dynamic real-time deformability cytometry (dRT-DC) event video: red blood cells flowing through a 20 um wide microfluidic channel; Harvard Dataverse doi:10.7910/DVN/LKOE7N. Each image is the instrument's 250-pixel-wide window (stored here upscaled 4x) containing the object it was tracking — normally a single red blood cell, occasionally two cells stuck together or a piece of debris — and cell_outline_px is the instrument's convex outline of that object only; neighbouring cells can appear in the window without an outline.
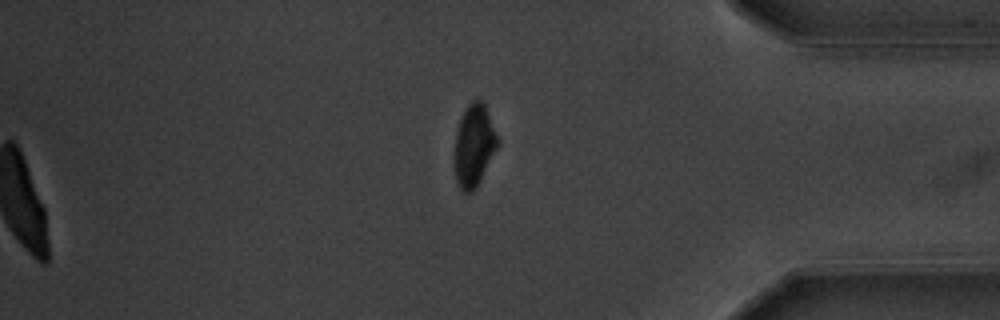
{"species": "common noctule bat (a hibernating species)", "species_latin": "Nyctalus noctula", "temperature_condition": "warm", "stored_images_in_passage": 58, "segment_of_instrument_passage": [2, 2], "camera_frame_rate_fps": 3000, "um_per_image_px": 0.085, "animal": {"sex": "male", "body_mass_g": 20.1, "forearm_length_mm": 53.5}, "frame": {"image": 1, "passage_image": 58, "time_ms": 19.0, "image_size_px": [1000, 320], "cell_outline_px": [[500, 144], [476, 188], [472, 192], [464, 192], [460, 188], [456, 180], [456, 132], [464, 108], [472, 100], [484, 100], [500, 140]], "centroid_in_image_um": [40.35, 12.31], "position_along_channel_um": 394.9, "area_um2": 20.69}}